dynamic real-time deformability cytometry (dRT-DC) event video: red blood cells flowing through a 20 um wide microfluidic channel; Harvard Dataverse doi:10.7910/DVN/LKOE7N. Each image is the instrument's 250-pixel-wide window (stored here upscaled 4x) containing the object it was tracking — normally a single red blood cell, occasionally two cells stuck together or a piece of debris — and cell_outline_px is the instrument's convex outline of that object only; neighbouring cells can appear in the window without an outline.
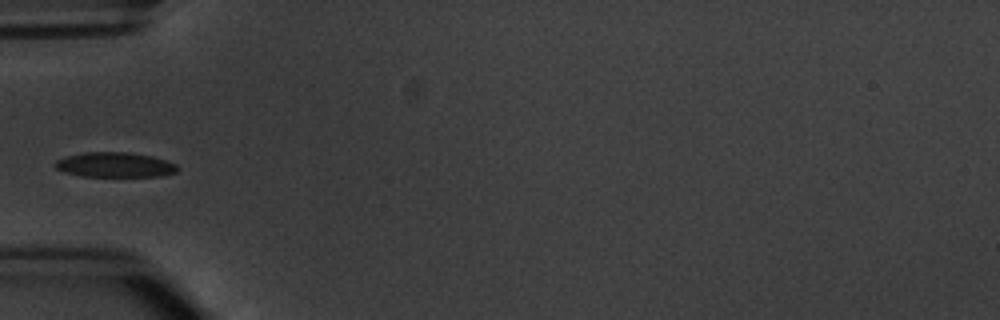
{"species": "common noctule bat (a hibernating species)", "species_latin": "Nyctalus noctula", "temperature_condition": "warm", "stored_images_in_passage": 5, "camera_frame_rate_fps": 3000, "um_per_image_px": 0.085, "animal": {"sex": "male", "body_mass_g": 20.1, "forearm_length_mm": 53.5}, "frame": {"image": 1, "passage_image": 4, "time_ms": 4.333, "image_size_px": [1000, 320], "cell_outline_px": [[180, 168], [176, 172], [160, 176], [84, 176], [64, 172], [56, 168], [52, 164], [56, 160], [64, 156], [84, 152], [128, 152], [152, 156], [176, 164]], "centroid_in_image_um": [9.73, 14.0], "position_along_channel_um": 75.3, "area_um2": 17.8}}